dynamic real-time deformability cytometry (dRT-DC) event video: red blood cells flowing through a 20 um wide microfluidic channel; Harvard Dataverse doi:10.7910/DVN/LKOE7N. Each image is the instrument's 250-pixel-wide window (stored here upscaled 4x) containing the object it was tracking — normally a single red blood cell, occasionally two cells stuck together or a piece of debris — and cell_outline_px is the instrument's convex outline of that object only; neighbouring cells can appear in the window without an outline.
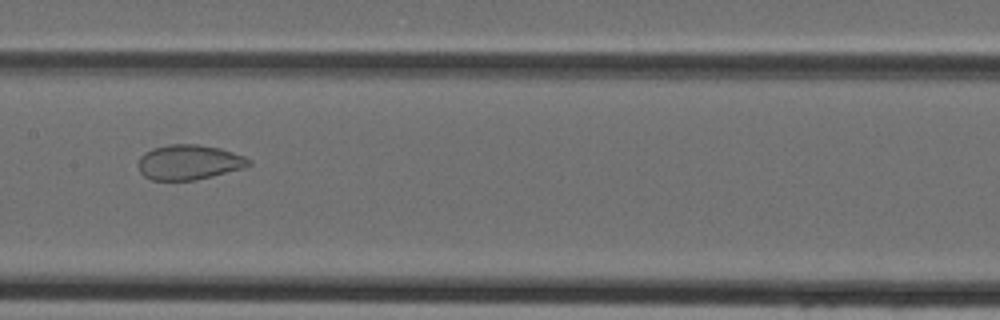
{"species": "Egyptian fruit bat (a non-hibernating species)", "species_latin": "Rousettus aegyptiacus", "temperature_condition": "cold", "stored_images_in_passage": 31, "camera_frame_rate_fps": 3000, "um_per_image_px": 0.085, "animal": {"sex": "female"}, "frame": {"image": 1, "passage_image": 14, "time_ms": 4.333, "image_size_px": [1000, 320], "cell_outline_px": [[252, 164], [244, 168], [196, 180], [152, 180], [144, 176], [140, 172], [136, 164], [140, 156], [144, 152], [152, 148], [168, 144], [196, 144], [220, 148], [244, 156], [252, 160]], "centroid_in_image_um": [16.04, 13.79], "position_along_channel_um": 191.4, "area_um2": 22.77}}
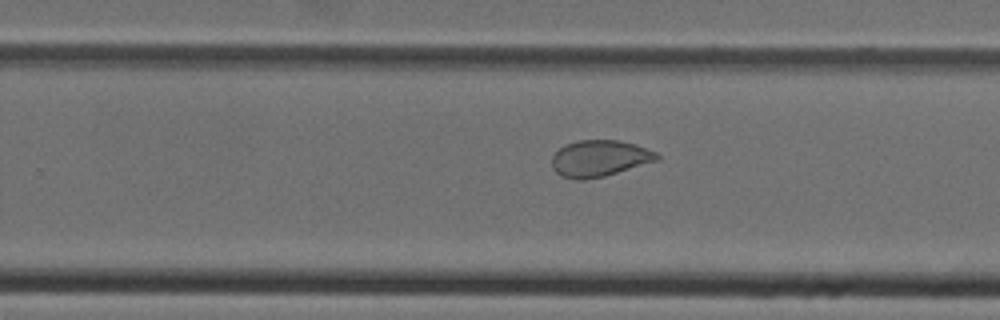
{"frame": {"image": 2, "passage_image": 20, "time_ms": 6.333, "image_size_px": [1000, 320], "cell_outline_px": [[660, 160], [604, 176], [584, 180], [576, 180], [560, 176], [552, 168], [552, 156], [564, 144], [580, 140], [616, 140], [636, 144], [656, 152], [660, 156]], "centroid_in_image_um": [50.96, 13.47], "position_along_channel_um": 278.8, "area_um2": 22.43}}
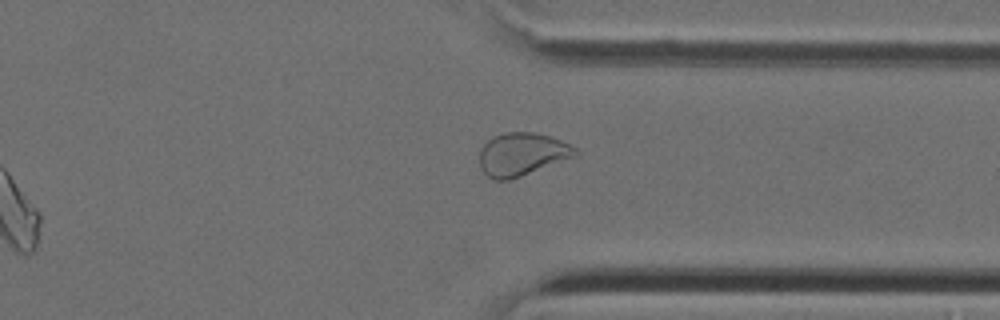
{"frame": {"image": 3, "passage_image": 26, "time_ms": 8.333, "image_size_px": [1000, 320], "cell_outline_px": [[580, 152], [576, 156], [520, 176], [508, 180], [496, 180], [488, 176], [480, 168], [480, 148], [492, 136], [504, 132], [532, 132], [548, 136], [560, 140], [576, 148]], "centroid_in_image_um": [44.35, 13.1], "position_along_channel_um": 367.1, "area_um2": 23.81}}